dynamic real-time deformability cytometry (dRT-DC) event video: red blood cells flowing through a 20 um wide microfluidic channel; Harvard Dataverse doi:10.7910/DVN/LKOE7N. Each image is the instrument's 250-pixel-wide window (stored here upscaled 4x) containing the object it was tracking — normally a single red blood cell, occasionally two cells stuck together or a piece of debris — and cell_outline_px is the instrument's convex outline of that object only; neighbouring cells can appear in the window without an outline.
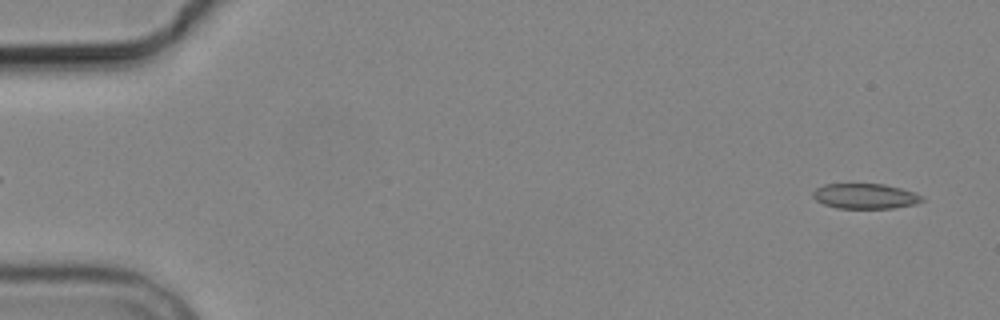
{"species": "common noctule bat (a hibernating species)", "species_latin": "Nyctalus noctula", "temperature_condition": "cold", "stored_images_in_passage": 4, "camera_frame_rate_fps": 3000, "um_per_image_px": 0.085, "animal": {"sex": "male", "body_mass_g": 19.2, "forearm_length_mm": 51.8}, "frame": {"image": 1, "passage_image": 4, "time_ms": 6.0, "image_size_px": [1000, 320], "cell_outline_px": [[924, 200], [916, 204], [892, 208], [836, 208], [824, 204], [816, 200], [812, 196], [812, 192], [816, 188], [824, 184], [884, 184], [916, 192], [924, 196]], "centroid_in_image_um": [73.56, 16.67], "position_along_channel_um": 11.4, "area_um2": 16.13}}